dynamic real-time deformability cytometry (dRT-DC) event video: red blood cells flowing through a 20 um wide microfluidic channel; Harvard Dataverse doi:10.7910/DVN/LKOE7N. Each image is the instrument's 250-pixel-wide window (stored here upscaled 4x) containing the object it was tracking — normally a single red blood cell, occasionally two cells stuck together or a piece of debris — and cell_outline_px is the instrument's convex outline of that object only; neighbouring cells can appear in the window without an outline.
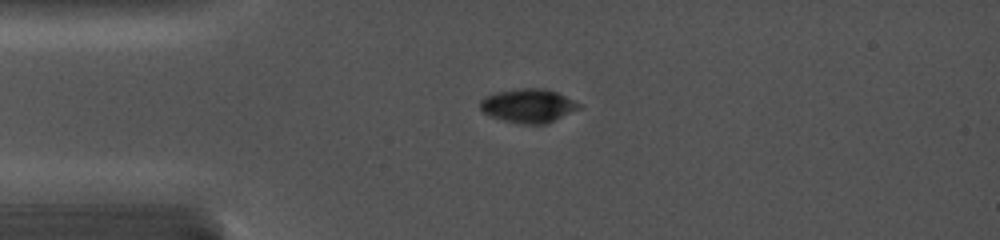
{"species": "common noctule bat (a hibernating species)", "species_latin": "Nyctalus noctula", "temperature_condition": "cold", "stored_images_in_passage": 7, "camera_frame_rate_fps": 5000, "um_per_image_px": 0.085, "animal": {"sex": "female", "body_mass_g": 19.0, "forearm_length_mm": 56.7}, "frame": {"image": 1, "passage_image": 1, "time_ms": 0.0, "image_size_px": [1000, 240], "cell_outline_px": [[584, 104], [580, 108], [548, 124], [520, 124], [504, 120], [492, 116], [484, 112], [480, 108], [480, 100], [484, 96], [496, 92], [520, 88], [544, 88], [556, 92]], "centroid_in_image_um": [44.94, 8.98], "position_along_channel_um": 40.1, "area_um2": 19.59}}
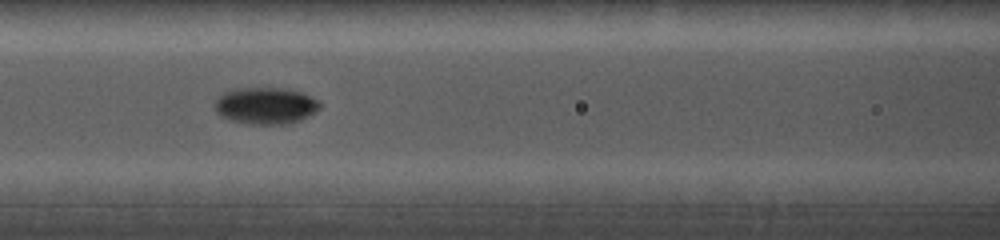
{"frame": {"image": 2, "passage_image": 4, "time_ms": 3.2, "image_size_px": [1000, 240], "cell_outline_px": [[320, 108], [316, 112], [300, 120], [284, 124], [248, 124], [232, 120], [220, 116], [216, 112], [216, 96], [224, 92], [236, 88], [288, 88], [300, 92], [320, 100]], "centroid_in_image_um": [22.58, 8.97], "position_along_channel_um": 144.0, "area_um2": 22.6}}
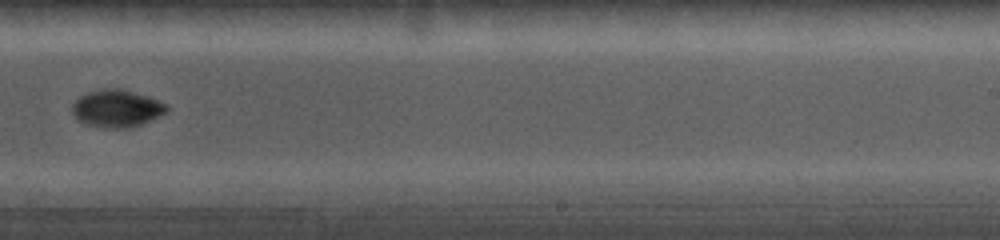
{"frame": {"image": 3, "passage_image": 7, "time_ms": 6.6, "image_size_px": [1000, 240], "cell_outline_px": [[168, 108], [164, 112], [152, 120], [128, 128], [104, 128], [88, 124], [80, 120], [72, 112], [72, 104], [80, 96], [88, 92], [104, 88], [120, 88], [148, 96], [168, 104]], "centroid_in_image_um": [9.93, 9.2], "position_along_channel_um": 279.1, "area_um2": 20.4}}